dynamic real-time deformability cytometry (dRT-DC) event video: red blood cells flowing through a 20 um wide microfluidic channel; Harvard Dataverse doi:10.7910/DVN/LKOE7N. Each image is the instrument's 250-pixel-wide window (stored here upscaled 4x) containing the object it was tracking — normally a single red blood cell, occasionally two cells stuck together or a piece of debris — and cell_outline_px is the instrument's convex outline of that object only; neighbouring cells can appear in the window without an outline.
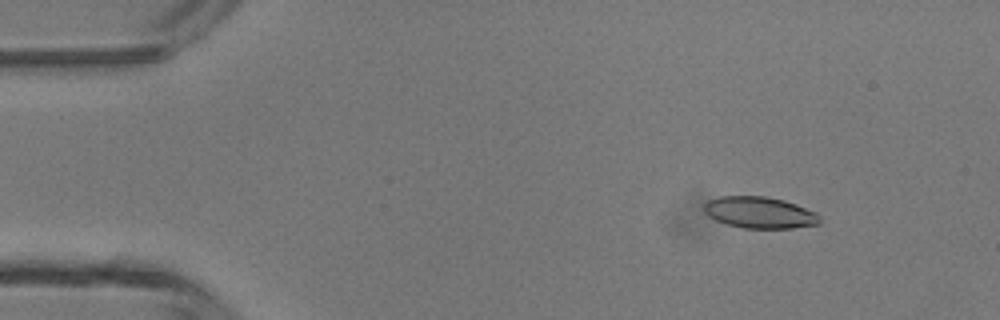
{"species": "common noctule bat (a hibernating species)", "species_latin": "Nyctalus noctula", "temperature_condition": "room temperature", "stored_images_in_passage": 5, "camera_frame_rate_fps": 3000, "um_per_image_px": 0.085, "animal": {"sex": "male", "body_mass_g": 13.3}, "frame": {"image": 1, "passage_image": 2, "time_ms": 1.333, "image_size_px": [1000, 320], "cell_outline_px": [[820, 224], [792, 228], [744, 228], [728, 224], [716, 220], [708, 216], [704, 212], [704, 204], [708, 200], [720, 196], [768, 196], [784, 200], [796, 204], [816, 212], [820, 216]], "centroid_in_image_um": [64.58, 18.06], "position_along_channel_um": 20.4, "area_um2": 21.33}}
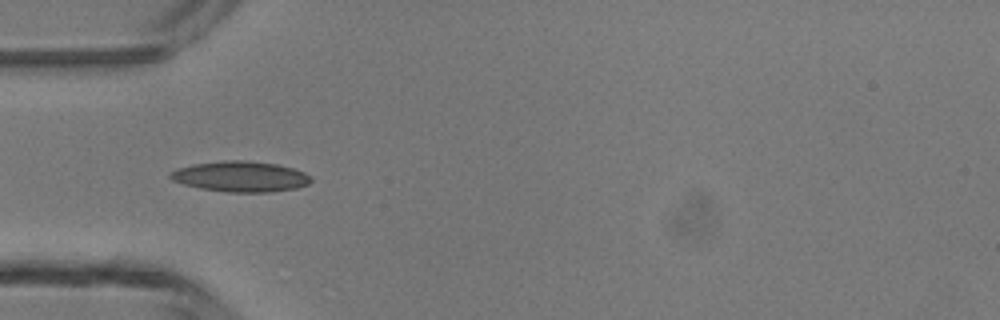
{"frame": {"image": 2, "passage_image": 4, "time_ms": 4.333, "image_size_px": [1000, 320], "cell_outline_px": [[312, 180], [308, 184], [296, 188], [272, 192], [228, 192], [200, 188], [184, 184], [172, 180], [168, 176], [168, 172], [180, 168], [196, 164], [224, 160], [240, 160], [276, 164], [292, 168], [304, 172], [312, 176]], "centroid_in_image_um": [20.46, 15.01], "position_along_channel_um": 64.5, "area_um2": 24.91}}